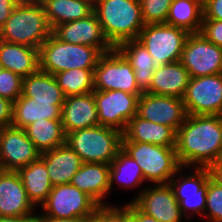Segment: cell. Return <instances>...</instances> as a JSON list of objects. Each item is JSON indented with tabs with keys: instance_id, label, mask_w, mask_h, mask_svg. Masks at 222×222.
Instances as JSON below:
<instances>
[{
	"instance_id": "obj_14",
	"label": "cell",
	"mask_w": 222,
	"mask_h": 222,
	"mask_svg": "<svg viewBox=\"0 0 222 222\" xmlns=\"http://www.w3.org/2000/svg\"><path fill=\"white\" fill-rule=\"evenodd\" d=\"M40 155L24 129L13 126L0 128V169L17 171L37 161Z\"/></svg>"
},
{
	"instance_id": "obj_32",
	"label": "cell",
	"mask_w": 222,
	"mask_h": 222,
	"mask_svg": "<svg viewBox=\"0 0 222 222\" xmlns=\"http://www.w3.org/2000/svg\"><path fill=\"white\" fill-rule=\"evenodd\" d=\"M203 20V6L195 0H174L169 8L166 24L180 27L189 33H199Z\"/></svg>"
},
{
	"instance_id": "obj_20",
	"label": "cell",
	"mask_w": 222,
	"mask_h": 222,
	"mask_svg": "<svg viewBox=\"0 0 222 222\" xmlns=\"http://www.w3.org/2000/svg\"><path fill=\"white\" fill-rule=\"evenodd\" d=\"M110 165L105 163H83L72 177L71 185L90 196L100 207L110 204L103 200L111 193L109 186Z\"/></svg>"
},
{
	"instance_id": "obj_35",
	"label": "cell",
	"mask_w": 222,
	"mask_h": 222,
	"mask_svg": "<svg viewBox=\"0 0 222 222\" xmlns=\"http://www.w3.org/2000/svg\"><path fill=\"white\" fill-rule=\"evenodd\" d=\"M203 216L210 219L208 222H222V186L212 177L207 182L206 208Z\"/></svg>"
},
{
	"instance_id": "obj_10",
	"label": "cell",
	"mask_w": 222,
	"mask_h": 222,
	"mask_svg": "<svg viewBox=\"0 0 222 222\" xmlns=\"http://www.w3.org/2000/svg\"><path fill=\"white\" fill-rule=\"evenodd\" d=\"M100 206L71 184L55 185L41 205L42 214L53 218H87Z\"/></svg>"
},
{
	"instance_id": "obj_9",
	"label": "cell",
	"mask_w": 222,
	"mask_h": 222,
	"mask_svg": "<svg viewBox=\"0 0 222 222\" xmlns=\"http://www.w3.org/2000/svg\"><path fill=\"white\" fill-rule=\"evenodd\" d=\"M191 168L194 171L189 172L187 176L181 173L183 169L181 167L169 182L185 221L191 219L194 214L203 217L206 208L207 182L211 177L209 168Z\"/></svg>"
},
{
	"instance_id": "obj_24",
	"label": "cell",
	"mask_w": 222,
	"mask_h": 222,
	"mask_svg": "<svg viewBox=\"0 0 222 222\" xmlns=\"http://www.w3.org/2000/svg\"><path fill=\"white\" fill-rule=\"evenodd\" d=\"M0 62L3 69L25 78L39 70V49L0 39Z\"/></svg>"
},
{
	"instance_id": "obj_47",
	"label": "cell",
	"mask_w": 222,
	"mask_h": 222,
	"mask_svg": "<svg viewBox=\"0 0 222 222\" xmlns=\"http://www.w3.org/2000/svg\"><path fill=\"white\" fill-rule=\"evenodd\" d=\"M2 70H3V66H2V64L0 62V73H1Z\"/></svg>"
},
{
	"instance_id": "obj_29",
	"label": "cell",
	"mask_w": 222,
	"mask_h": 222,
	"mask_svg": "<svg viewBox=\"0 0 222 222\" xmlns=\"http://www.w3.org/2000/svg\"><path fill=\"white\" fill-rule=\"evenodd\" d=\"M21 96L43 102H65L66 98L54 75L40 70L23 78Z\"/></svg>"
},
{
	"instance_id": "obj_7",
	"label": "cell",
	"mask_w": 222,
	"mask_h": 222,
	"mask_svg": "<svg viewBox=\"0 0 222 222\" xmlns=\"http://www.w3.org/2000/svg\"><path fill=\"white\" fill-rule=\"evenodd\" d=\"M190 33L166 23L147 24L137 40L147 49L157 66L178 62Z\"/></svg>"
},
{
	"instance_id": "obj_18",
	"label": "cell",
	"mask_w": 222,
	"mask_h": 222,
	"mask_svg": "<svg viewBox=\"0 0 222 222\" xmlns=\"http://www.w3.org/2000/svg\"><path fill=\"white\" fill-rule=\"evenodd\" d=\"M17 171L0 170V216H35Z\"/></svg>"
},
{
	"instance_id": "obj_19",
	"label": "cell",
	"mask_w": 222,
	"mask_h": 222,
	"mask_svg": "<svg viewBox=\"0 0 222 222\" xmlns=\"http://www.w3.org/2000/svg\"><path fill=\"white\" fill-rule=\"evenodd\" d=\"M61 122L65 134L98 126V112L93 93L66 97L62 105Z\"/></svg>"
},
{
	"instance_id": "obj_17",
	"label": "cell",
	"mask_w": 222,
	"mask_h": 222,
	"mask_svg": "<svg viewBox=\"0 0 222 222\" xmlns=\"http://www.w3.org/2000/svg\"><path fill=\"white\" fill-rule=\"evenodd\" d=\"M52 33L63 42L95 47L102 53L114 49L105 37L95 12L85 18L60 24L52 30Z\"/></svg>"
},
{
	"instance_id": "obj_2",
	"label": "cell",
	"mask_w": 222,
	"mask_h": 222,
	"mask_svg": "<svg viewBox=\"0 0 222 222\" xmlns=\"http://www.w3.org/2000/svg\"><path fill=\"white\" fill-rule=\"evenodd\" d=\"M94 12L114 48L125 41L137 40L145 26L139 0H94Z\"/></svg>"
},
{
	"instance_id": "obj_48",
	"label": "cell",
	"mask_w": 222,
	"mask_h": 222,
	"mask_svg": "<svg viewBox=\"0 0 222 222\" xmlns=\"http://www.w3.org/2000/svg\"><path fill=\"white\" fill-rule=\"evenodd\" d=\"M218 164L222 167V157H221V159H220Z\"/></svg>"
},
{
	"instance_id": "obj_21",
	"label": "cell",
	"mask_w": 222,
	"mask_h": 222,
	"mask_svg": "<svg viewBox=\"0 0 222 222\" xmlns=\"http://www.w3.org/2000/svg\"><path fill=\"white\" fill-rule=\"evenodd\" d=\"M40 159L45 163L53 186L70 184L72 177L81 168V157L66 143L53 150L42 152Z\"/></svg>"
},
{
	"instance_id": "obj_16",
	"label": "cell",
	"mask_w": 222,
	"mask_h": 222,
	"mask_svg": "<svg viewBox=\"0 0 222 222\" xmlns=\"http://www.w3.org/2000/svg\"><path fill=\"white\" fill-rule=\"evenodd\" d=\"M137 115L144 120L171 127L175 132L188 114L183 99L143 93L138 98Z\"/></svg>"
},
{
	"instance_id": "obj_11",
	"label": "cell",
	"mask_w": 222,
	"mask_h": 222,
	"mask_svg": "<svg viewBox=\"0 0 222 222\" xmlns=\"http://www.w3.org/2000/svg\"><path fill=\"white\" fill-rule=\"evenodd\" d=\"M190 78L222 74V47L207 40L200 32L190 33L180 59Z\"/></svg>"
},
{
	"instance_id": "obj_6",
	"label": "cell",
	"mask_w": 222,
	"mask_h": 222,
	"mask_svg": "<svg viewBox=\"0 0 222 222\" xmlns=\"http://www.w3.org/2000/svg\"><path fill=\"white\" fill-rule=\"evenodd\" d=\"M122 148L140 166L146 183L168 184L181 168L175 147L146 142H122Z\"/></svg>"
},
{
	"instance_id": "obj_12",
	"label": "cell",
	"mask_w": 222,
	"mask_h": 222,
	"mask_svg": "<svg viewBox=\"0 0 222 222\" xmlns=\"http://www.w3.org/2000/svg\"><path fill=\"white\" fill-rule=\"evenodd\" d=\"M99 125L125 131L128 122L137 114L138 98L142 94H130L121 90L93 92Z\"/></svg>"
},
{
	"instance_id": "obj_34",
	"label": "cell",
	"mask_w": 222,
	"mask_h": 222,
	"mask_svg": "<svg viewBox=\"0 0 222 222\" xmlns=\"http://www.w3.org/2000/svg\"><path fill=\"white\" fill-rule=\"evenodd\" d=\"M145 25L166 23L169 8L174 0H139Z\"/></svg>"
},
{
	"instance_id": "obj_40",
	"label": "cell",
	"mask_w": 222,
	"mask_h": 222,
	"mask_svg": "<svg viewBox=\"0 0 222 222\" xmlns=\"http://www.w3.org/2000/svg\"><path fill=\"white\" fill-rule=\"evenodd\" d=\"M203 20H222V0H209L203 6Z\"/></svg>"
},
{
	"instance_id": "obj_30",
	"label": "cell",
	"mask_w": 222,
	"mask_h": 222,
	"mask_svg": "<svg viewBox=\"0 0 222 222\" xmlns=\"http://www.w3.org/2000/svg\"><path fill=\"white\" fill-rule=\"evenodd\" d=\"M27 137L42 153L66 143L61 119H40L24 128Z\"/></svg>"
},
{
	"instance_id": "obj_23",
	"label": "cell",
	"mask_w": 222,
	"mask_h": 222,
	"mask_svg": "<svg viewBox=\"0 0 222 222\" xmlns=\"http://www.w3.org/2000/svg\"><path fill=\"white\" fill-rule=\"evenodd\" d=\"M122 142H146L175 147L176 132L169 126L144 120L136 114L123 132Z\"/></svg>"
},
{
	"instance_id": "obj_27",
	"label": "cell",
	"mask_w": 222,
	"mask_h": 222,
	"mask_svg": "<svg viewBox=\"0 0 222 222\" xmlns=\"http://www.w3.org/2000/svg\"><path fill=\"white\" fill-rule=\"evenodd\" d=\"M52 30L60 25L87 17L94 12V0H38Z\"/></svg>"
},
{
	"instance_id": "obj_22",
	"label": "cell",
	"mask_w": 222,
	"mask_h": 222,
	"mask_svg": "<svg viewBox=\"0 0 222 222\" xmlns=\"http://www.w3.org/2000/svg\"><path fill=\"white\" fill-rule=\"evenodd\" d=\"M190 76L180 61L156 67L146 93L183 99Z\"/></svg>"
},
{
	"instance_id": "obj_46",
	"label": "cell",
	"mask_w": 222,
	"mask_h": 222,
	"mask_svg": "<svg viewBox=\"0 0 222 222\" xmlns=\"http://www.w3.org/2000/svg\"><path fill=\"white\" fill-rule=\"evenodd\" d=\"M198 2L201 6H204L209 0H195Z\"/></svg>"
},
{
	"instance_id": "obj_28",
	"label": "cell",
	"mask_w": 222,
	"mask_h": 222,
	"mask_svg": "<svg viewBox=\"0 0 222 222\" xmlns=\"http://www.w3.org/2000/svg\"><path fill=\"white\" fill-rule=\"evenodd\" d=\"M17 173L24 185L29 201L34 207L39 204L41 206L53 188L45 163L39 158L31 164L19 168Z\"/></svg>"
},
{
	"instance_id": "obj_26",
	"label": "cell",
	"mask_w": 222,
	"mask_h": 222,
	"mask_svg": "<svg viewBox=\"0 0 222 222\" xmlns=\"http://www.w3.org/2000/svg\"><path fill=\"white\" fill-rule=\"evenodd\" d=\"M116 49L127 59L135 72L139 89L146 93L150 89L153 73L157 65L147 49L138 40H128Z\"/></svg>"
},
{
	"instance_id": "obj_3",
	"label": "cell",
	"mask_w": 222,
	"mask_h": 222,
	"mask_svg": "<svg viewBox=\"0 0 222 222\" xmlns=\"http://www.w3.org/2000/svg\"><path fill=\"white\" fill-rule=\"evenodd\" d=\"M52 34L44 8L39 1L20 0L0 29V39L39 49Z\"/></svg>"
},
{
	"instance_id": "obj_33",
	"label": "cell",
	"mask_w": 222,
	"mask_h": 222,
	"mask_svg": "<svg viewBox=\"0 0 222 222\" xmlns=\"http://www.w3.org/2000/svg\"><path fill=\"white\" fill-rule=\"evenodd\" d=\"M94 69L63 70L54 77L66 97L92 93L94 91Z\"/></svg>"
},
{
	"instance_id": "obj_4",
	"label": "cell",
	"mask_w": 222,
	"mask_h": 222,
	"mask_svg": "<svg viewBox=\"0 0 222 222\" xmlns=\"http://www.w3.org/2000/svg\"><path fill=\"white\" fill-rule=\"evenodd\" d=\"M103 53L95 47L59 40L53 33L39 48V70L56 74L70 69H95Z\"/></svg>"
},
{
	"instance_id": "obj_5",
	"label": "cell",
	"mask_w": 222,
	"mask_h": 222,
	"mask_svg": "<svg viewBox=\"0 0 222 222\" xmlns=\"http://www.w3.org/2000/svg\"><path fill=\"white\" fill-rule=\"evenodd\" d=\"M123 133L107 126H94L66 134V144L74 150L83 163L110 165L122 148Z\"/></svg>"
},
{
	"instance_id": "obj_1",
	"label": "cell",
	"mask_w": 222,
	"mask_h": 222,
	"mask_svg": "<svg viewBox=\"0 0 222 222\" xmlns=\"http://www.w3.org/2000/svg\"><path fill=\"white\" fill-rule=\"evenodd\" d=\"M181 167L210 168L222 157V116L188 115L176 132Z\"/></svg>"
},
{
	"instance_id": "obj_37",
	"label": "cell",
	"mask_w": 222,
	"mask_h": 222,
	"mask_svg": "<svg viewBox=\"0 0 222 222\" xmlns=\"http://www.w3.org/2000/svg\"><path fill=\"white\" fill-rule=\"evenodd\" d=\"M84 222H122L121 206L99 207Z\"/></svg>"
},
{
	"instance_id": "obj_36",
	"label": "cell",
	"mask_w": 222,
	"mask_h": 222,
	"mask_svg": "<svg viewBox=\"0 0 222 222\" xmlns=\"http://www.w3.org/2000/svg\"><path fill=\"white\" fill-rule=\"evenodd\" d=\"M23 78L3 69L0 73V96L15 102L22 94Z\"/></svg>"
},
{
	"instance_id": "obj_39",
	"label": "cell",
	"mask_w": 222,
	"mask_h": 222,
	"mask_svg": "<svg viewBox=\"0 0 222 222\" xmlns=\"http://www.w3.org/2000/svg\"><path fill=\"white\" fill-rule=\"evenodd\" d=\"M121 220L122 222H159L142 212L132 201L121 205Z\"/></svg>"
},
{
	"instance_id": "obj_41",
	"label": "cell",
	"mask_w": 222,
	"mask_h": 222,
	"mask_svg": "<svg viewBox=\"0 0 222 222\" xmlns=\"http://www.w3.org/2000/svg\"><path fill=\"white\" fill-rule=\"evenodd\" d=\"M13 118V102L0 96V128L9 127Z\"/></svg>"
},
{
	"instance_id": "obj_42",
	"label": "cell",
	"mask_w": 222,
	"mask_h": 222,
	"mask_svg": "<svg viewBox=\"0 0 222 222\" xmlns=\"http://www.w3.org/2000/svg\"><path fill=\"white\" fill-rule=\"evenodd\" d=\"M19 2L20 0H0V29L4 26L14 7Z\"/></svg>"
},
{
	"instance_id": "obj_43",
	"label": "cell",
	"mask_w": 222,
	"mask_h": 222,
	"mask_svg": "<svg viewBox=\"0 0 222 222\" xmlns=\"http://www.w3.org/2000/svg\"><path fill=\"white\" fill-rule=\"evenodd\" d=\"M85 218H78V217H72V218H53L49 217L47 215L41 214L38 215L36 213L35 215V221L36 222H84Z\"/></svg>"
},
{
	"instance_id": "obj_13",
	"label": "cell",
	"mask_w": 222,
	"mask_h": 222,
	"mask_svg": "<svg viewBox=\"0 0 222 222\" xmlns=\"http://www.w3.org/2000/svg\"><path fill=\"white\" fill-rule=\"evenodd\" d=\"M183 103L188 115L222 116V74L190 78Z\"/></svg>"
},
{
	"instance_id": "obj_44",
	"label": "cell",
	"mask_w": 222,
	"mask_h": 222,
	"mask_svg": "<svg viewBox=\"0 0 222 222\" xmlns=\"http://www.w3.org/2000/svg\"><path fill=\"white\" fill-rule=\"evenodd\" d=\"M0 222H36L35 216H0Z\"/></svg>"
},
{
	"instance_id": "obj_8",
	"label": "cell",
	"mask_w": 222,
	"mask_h": 222,
	"mask_svg": "<svg viewBox=\"0 0 222 222\" xmlns=\"http://www.w3.org/2000/svg\"><path fill=\"white\" fill-rule=\"evenodd\" d=\"M135 72L127 59L114 48L103 53L94 69V90H121L130 94H143L135 79Z\"/></svg>"
},
{
	"instance_id": "obj_45",
	"label": "cell",
	"mask_w": 222,
	"mask_h": 222,
	"mask_svg": "<svg viewBox=\"0 0 222 222\" xmlns=\"http://www.w3.org/2000/svg\"><path fill=\"white\" fill-rule=\"evenodd\" d=\"M211 177L222 186V167L217 164L209 168Z\"/></svg>"
},
{
	"instance_id": "obj_31",
	"label": "cell",
	"mask_w": 222,
	"mask_h": 222,
	"mask_svg": "<svg viewBox=\"0 0 222 222\" xmlns=\"http://www.w3.org/2000/svg\"><path fill=\"white\" fill-rule=\"evenodd\" d=\"M109 182V189L112 191L115 182L122 188L133 189L142 187L141 184L146 181L140 166L121 148L110 164Z\"/></svg>"
},
{
	"instance_id": "obj_38",
	"label": "cell",
	"mask_w": 222,
	"mask_h": 222,
	"mask_svg": "<svg viewBox=\"0 0 222 222\" xmlns=\"http://www.w3.org/2000/svg\"><path fill=\"white\" fill-rule=\"evenodd\" d=\"M200 33L213 44L222 47V20H202Z\"/></svg>"
},
{
	"instance_id": "obj_15",
	"label": "cell",
	"mask_w": 222,
	"mask_h": 222,
	"mask_svg": "<svg viewBox=\"0 0 222 222\" xmlns=\"http://www.w3.org/2000/svg\"><path fill=\"white\" fill-rule=\"evenodd\" d=\"M132 202L159 222H182L185 218L169 183L143 188Z\"/></svg>"
},
{
	"instance_id": "obj_25",
	"label": "cell",
	"mask_w": 222,
	"mask_h": 222,
	"mask_svg": "<svg viewBox=\"0 0 222 222\" xmlns=\"http://www.w3.org/2000/svg\"><path fill=\"white\" fill-rule=\"evenodd\" d=\"M64 102L34 101V98L19 96L13 102V118L11 126L24 129L40 119H61Z\"/></svg>"
}]
</instances>
